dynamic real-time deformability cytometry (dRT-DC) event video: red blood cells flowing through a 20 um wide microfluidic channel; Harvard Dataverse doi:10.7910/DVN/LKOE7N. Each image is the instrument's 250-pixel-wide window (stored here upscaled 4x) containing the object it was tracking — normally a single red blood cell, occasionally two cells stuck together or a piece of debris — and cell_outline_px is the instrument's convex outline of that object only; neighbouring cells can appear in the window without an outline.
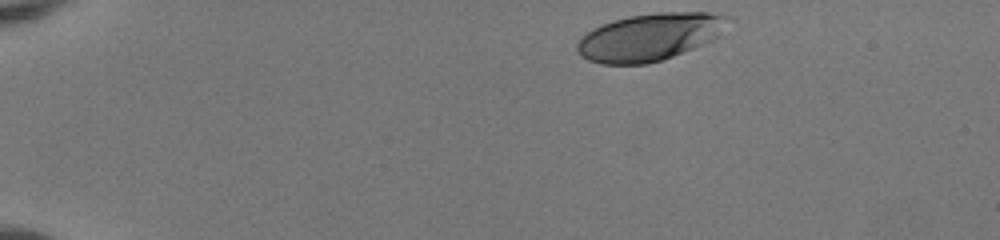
{"species": "human", "species_latin": "Homo sapiens", "temperature_condition": "room temperature", "stored_images_in_passage": 43, "camera_frame_rate_fps": 3000, "um_per_image_px": 0.085, "donor": {"sex": "female"}, "frame": {"image": 1, "passage_image": 1, "time_ms": 0.0, "image_size_px": [1000, 240], "cell_outline_px": [[724, 36], [672, 56], [648, 64], [600, 64], [588, 60], [580, 56], [576, 48], [576, 44], [580, 36], [592, 28], [612, 20], [628, 16], [660, 12], [708, 12], [724, 16]], "centroid_in_image_um": [55.16, 3.15], "position_along_channel_um": 29.8, "area_um2": 41.62}}
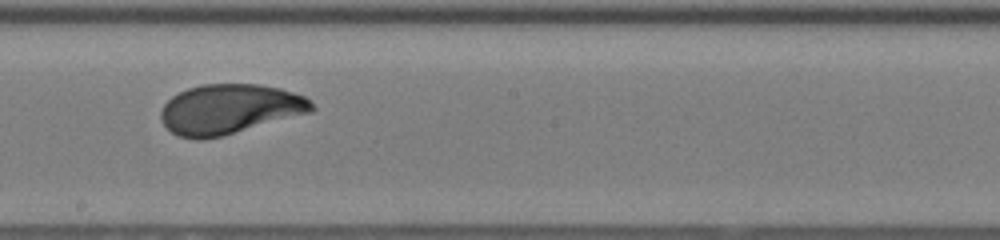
{"frame": {"image": 2, "passage_image": 23, "time_ms": 7.333, "image_size_px": [1000, 240], "cell_outline_px": [[316, 108], [312, 112], [220, 136], [200, 140], [196, 140], [176, 136], [164, 124], [160, 116], [160, 112], [164, 104], [172, 96], [188, 88], [204, 84], [260, 84], [280, 88], [304, 96]], "centroid_in_image_um": [19.49, 9.27], "position_along_channel_um": 228.7, "area_um2": 43.58}}
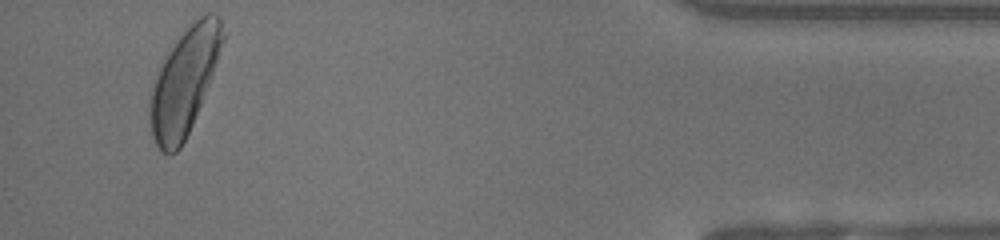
{"frame": {"image": 3, "passage_image": 41, "time_ms": 13.333, "image_size_px": [1000, 240], "cell_outline_px": [[228, 36], [192, 124], [180, 148], [176, 152], [168, 156], [160, 152], [152, 136], [148, 104], [156, 76], [168, 52], [176, 40], [188, 24], [192, 20], [208, 12], [220, 16], [228, 32]], "centroid_in_image_um": [15.71, 6.86], "position_along_channel_um": 419.5, "area_um2": 45.26}, "authors_computed_cell_mechanics": {"area_um2": 43.0032, "velocity_mm_per_s": 4.0704, "shape_relaxation_time_tau1_ms": 2.842, "shape_relaxation_time_tau2_ms": null, "deformation_change_tau1": 0.1553, "deformation_change_tau2": null}}